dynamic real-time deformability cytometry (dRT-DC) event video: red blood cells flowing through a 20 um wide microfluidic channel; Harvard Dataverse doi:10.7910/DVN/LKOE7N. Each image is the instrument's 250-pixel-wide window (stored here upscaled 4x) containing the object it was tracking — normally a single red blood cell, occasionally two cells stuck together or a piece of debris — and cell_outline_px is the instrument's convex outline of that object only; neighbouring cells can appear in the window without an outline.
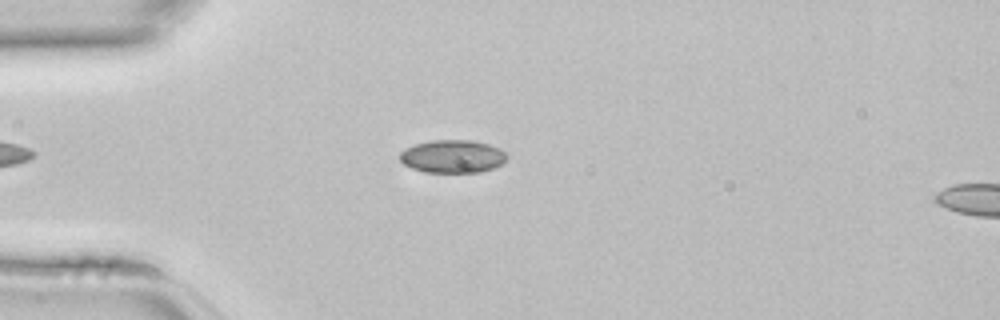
{"species": "common noctule bat (a hibernating species)", "species_latin": "Nyctalus noctula", "temperature_condition": "room temperature", "stored_images_in_passage": 42, "camera_frame_rate_fps": 3000, "um_per_image_px": 0.085, "animal": {"sex": "female", "body_mass_g": 22.7, "forearm_length_mm": 54.2}, "frame": {"image": 1, "passage_image": 9, "time_ms": 2.667, "image_size_px": [1000, 320], "cell_outline_px": [[508, 156], [500, 164], [492, 168], [480, 172], [424, 172], [412, 168], [404, 164], [400, 160], [400, 152], [404, 148], [416, 144], [432, 140], [472, 140], [488, 144], [500, 148]], "centroid_in_image_um": [38.45, 13.29], "position_along_channel_um": 46.6, "area_um2": 20.46}}
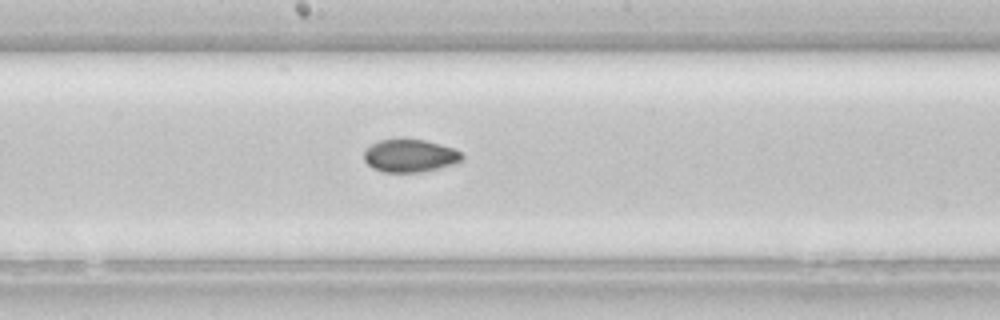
{"frame": {"image": 2, "passage_image": 21, "time_ms": 6.667, "image_size_px": [1000, 320], "cell_outline_px": [[464, 160], [460, 164], [424, 172], [384, 172], [372, 168], [364, 160], [364, 152], [372, 144], [380, 140], [404, 136], [424, 140], [456, 148], [464, 156]], "centroid_in_image_um": [34.92, 13.22], "position_along_channel_um": 213.3, "area_um2": 19.59}}
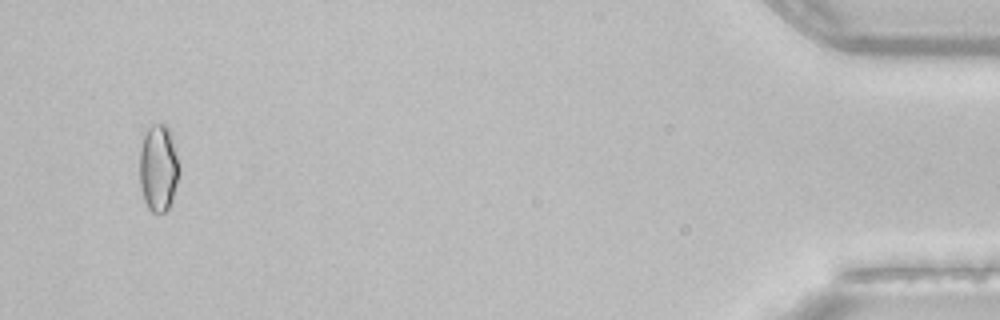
{"frame": {"image": 3, "passage_image": 40, "time_ms": 13.0, "image_size_px": [1000, 320], "cell_outline_px": [[180, 172], [172, 204], [164, 212], [152, 212], [148, 208], [144, 200], [140, 184], [140, 148], [144, 136], [148, 128], [152, 124], [164, 124], [168, 128], [172, 136], [180, 168]], "centroid_in_image_um": [13.48, 14.3], "position_along_channel_um": 421.7, "area_um2": 20.23}}